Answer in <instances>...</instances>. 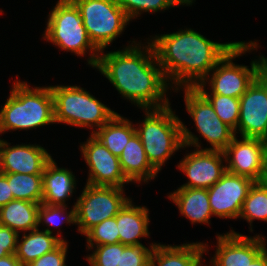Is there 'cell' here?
Here are the masks:
<instances>
[{"label": "cell", "instance_id": "9", "mask_svg": "<svg viewBox=\"0 0 267 266\" xmlns=\"http://www.w3.org/2000/svg\"><path fill=\"white\" fill-rule=\"evenodd\" d=\"M182 138L185 147L197 148L186 154L177 165L189 179L180 187L209 189L226 173V165H223L226 162L224 152L202 149L199 138L183 122Z\"/></svg>", "mask_w": 267, "mask_h": 266}, {"label": "cell", "instance_id": "37", "mask_svg": "<svg viewBox=\"0 0 267 266\" xmlns=\"http://www.w3.org/2000/svg\"><path fill=\"white\" fill-rule=\"evenodd\" d=\"M256 80L264 87L267 95V59L261 64Z\"/></svg>", "mask_w": 267, "mask_h": 266}, {"label": "cell", "instance_id": "17", "mask_svg": "<svg viewBox=\"0 0 267 266\" xmlns=\"http://www.w3.org/2000/svg\"><path fill=\"white\" fill-rule=\"evenodd\" d=\"M51 159V154L38 144L11 146L0 138V173L42 174Z\"/></svg>", "mask_w": 267, "mask_h": 266}, {"label": "cell", "instance_id": "1", "mask_svg": "<svg viewBox=\"0 0 267 266\" xmlns=\"http://www.w3.org/2000/svg\"><path fill=\"white\" fill-rule=\"evenodd\" d=\"M145 44L133 40L122 50L108 53L101 50L95 68L124 99L138 108H162L170 104L166 92L171 87L164 77L152 43L148 40Z\"/></svg>", "mask_w": 267, "mask_h": 266}, {"label": "cell", "instance_id": "20", "mask_svg": "<svg viewBox=\"0 0 267 266\" xmlns=\"http://www.w3.org/2000/svg\"><path fill=\"white\" fill-rule=\"evenodd\" d=\"M149 209L133 205L130 199L115 216L120 243L124 245H143L139 239L148 237L150 232Z\"/></svg>", "mask_w": 267, "mask_h": 266}, {"label": "cell", "instance_id": "38", "mask_svg": "<svg viewBox=\"0 0 267 266\" xmlns=\"http://www.w3.org/2000/svg\"><path fill=\"white\" fill-rule=\"evenodd\" d=\"M0 266H24L15 256L10 254L0 259Z\"/></svg>", "mask_w": 267, "mask_h": 266}, {"label": "cell", "instance_id": "6", "mask_svg": "<svg viewBox=\"0 0 267 266\" xmlns=\"http://www.w3.org/2000/svg\"><path fill=\"white\" fill-rule=\"evenodd\" d=\"M258 47L256 40H251L246 43L245 41L237 42L212 69L213 73H209L195 88L201 94H218L240 98L256 79L257 72L267 57L265 58L261 55L258 60H252L250 68L245 65L235 64L232 60L238 56H242V54L245 55V53L251 50H257ZM207 83L211 86L210 93L205 90Z\"/></svg>", "mask_w": 267, "mask_h": 266}, {"label": "cell", "instance_id": "33", "mask_svg": "<svg viewBox=\"0 0 267 266\" xmlns=\"http://www.w3.org/2000/svg\"><path fill=\"white\" fill-rule=\"evenodd\" d=\"M92 248L94 252L86 257L90 266H119L120 242Z\"/></svg>", "mask_w": 267, "mask_h": 266}, {"label": "cell", "instance_id": "36", "mask_svg": "<svg viewBox=\"0 0 267 266\" xmlns=\"http://www.w3.org/2000/svg\"><path fill=\"white\" fill-rule=\"evenodd\" d=\"M14 200L7 177L0 173V208Z\"/></svg>", "mask_w": 267, "mask_h": 266}, {"label": "cell", "instance_id": "18", "mask_svg": "<svg viewBox=\"0 0 267 266\" xmlns=\"http://www.w3.org/2000/svg\"><path fill=\"white\" fill-rule=\"evenodd\" d=\"M43 204L67 206L65 203L76 188V178L67 168H59L53 158L42 173Z\"/></svg>", "mask_w": 267, "mask_h": 266}, {"label": "cell", "instance_id": "29", "mask_svg": "<svg viewBox=\"0 0 267 266\" xmlns=\"http://www.w3.org/2000/svg\"><path fill=\"white\" fill-rule=\"evenodd\" d=\"M68 206H58V205H48V204H40L38 210V227L42 224L44 226L47 225L48 228H44L42 230L47 231L48 233L53 234L50 226L60 227L65 221L67 224H77L76 223V207L75 204L70 209L69 212L67 211ZM64 217V219H63Z\"/></svg>", "mask_w": 267, "mask_h": 266}, {"label": "cell", "instance_id": "14", "mask_svg": "<svg viewBox=\"0 0 267 266\" xmlns=\"http://www.w3.org/2000/svg\"><path fill=\"white\" fill-rule=\"evenodd\" d=\"M235 136L225 148L226 171L259 182L263 172L267 140Z\"/></svg>", "mask_w": 267, "mask_h": 266}, {"label": "cell", "instance_id": "23", "mask_svg": "<svg viewBox=\"0 0 267 266\" xmlns=\"http://www.w3.org/2000/svg\"><path fill=\"white\" fill-rule=\"evenodd\" d=\"M61 235L57 233V236H54L47 231H40L39 228L24 233L21 239L18 238L15 256L24 266H27L66 241Z\"/></svg>", "mask_w": 267, "mask_h": 266}, {"label": "cell", "instance_id": "27", "mask_svg": "<svg viewBox=\"0 0 267 266\" xmlns=\"http://www.w3.org/2000/svg\"><path fill=\"white\" fill-rule=\"evenodd\" d=\"M239 218L245 219L253 231L252 223L255 220L267 222V185L254 182L244 200Z\"/></svg>", "mask_w": 267, "mask_h": 266}, {"label": "cell", "instance_id": "19", "mask_svg": "<svg viewBox=\"0 0 267 266\" xmlns=\"http://www.w3.org/2000/svg\"><path fill=\"white\" fill-rule=\"evenodd\" d=\"M207 249L208 244L203 242L182 245L156 243L151 254L150 266H204L202 258Z\"/></svg>", "mask_w": 267, "mask_h": 266}, {"label": "cell", "instance_id": "11", "mask_svg": "<svg viewBox=\"0 0 267 266\" xmlns=\"http://www.w3.org/2000/svg\"><path fill=\"white\" fill-rule=\"evenodd\" d=\"M184 90L186 110L192 117L196 130L210 143L204 150L224 151L236 136L235 131L216 114L210 102L195 88L181 87Z\"/></svg>", "mask_w": 267, "mask_h": 266}, {"label": "cell", "instance_id": "13", "mask_svg": "<svg viewBox=\"0 0 267 266\" xmlns=\"http://www.w3.org/2000/svg\"><path fill=\"white\" fill-rule=\"evenodd\" d=\"M254 182L248 177L226 171L219 181L207 189L212 214L223 219L239 218L244 200Z\"/></svg>", "mask_w": 267, "mask_h": 266}, {"label": "cell", "instance_id": "39", "mask_svg": "<svg viewBox=\"0 0 267 266\" xmlns=\"http://www.w3.org/2000/svg\"><path fill=\"white\" fill-rule=\"evenodd\" d=\"M249 266H267V247L249 264Z\"/></svg>", "mask_w": 267, "mask_h": 266}, {"label": "cell", "instance_id": "4", "mask_svg": "<svg viewBox=\"0 0 267 266\" xmlns=\"http://www.w3.org/2000/svg\"><path fill=\"white\" fill-rule=\"evenodd\" d=\"M145 119L137 123L136 134L150 164L159 172L165 162L181 148H185L182 138V121L172 111L170 104L155 109H144Z\"/></svg>", "mask_w": 267, "mask_h": 266}, {"label": "cell", "instance_id": "10", "mask_svg": "<svg viewBox=\"0 0 267 266\" xmlns=\"http://www.w3.org/2000/svg\"><path fill=\"white\" fill-rule=\"evenodd\" d=\"M129 200L124 188L86 184L74 203L78 232L85 235L92 227L115 217Z\"/></svg>", "mask_w": 267, "mask_h": 266}, {"label": "cell", "instance_id": "8", "mask_svg": "<svg viewBox=\"0 0 267 266\" xmlns=\"http://www.w3.org/2000/svg\"><path fill=\"white\" fill-rule=\"evenodd\" d=\"M92 43L101 51L122 34L130 20L116 0H72Z\"/></svg>", "mask_w": 267, "mask_h": 266}, {"label": "cell", "instance_id": "12", "mask_svg": "<svg viewBox=\"0 0 267 266\" xmlns=\"http://www.w3.org/2000/svg\"><path fill=\"white\" fill-rule=\"evenodd\" d=\"M89 168L87 183L92 186L121 187L130 183L122 172L119 157L113 155L92 134L80 145Z\"/></svg>", "mask_w": 267, "mask_h": 266}, {"label": "cell", "instance_id": "3", "mask_svg": "<svg viewBox=\"0 0 267 266\" xmlns=\"http://www.w3.org/2000/svg\"><path fill=\"white\" fill-rule=\"evenodd\" d=\"M9 95L0 111V134L55 124L50 86L32 88L25 81L16 80Z\"/></svg>", "mask_w": 267, "mask_h": 266}, {"label": "cell", "instance_id": "32", "mask_svg": "<svg viewBox=\"0 0 267 266\" xmlns=\"http://www.w3.org/2000/svg\"><path fill=\"white\" fill-rule=\"evenodd\" d=\"M156 243L145 245H124L120 243L119 266H150L151 254Z\"/></svg>", "mask_w": 267, "mask_h": 266}, {"label": "cell", "instance_id": "2", "mask_svg": "<svg viewBox=\"0 0 267 266\" xmlns=\"http://www.w3.org/2000/svg\"><path fill=\"white\" fill-rule=\"evenodd\" d=\"M152 43L159 65L169 86L195 87L237 42L218 43L193 29L155 35ZM170 81H172L170 83ZM180 87V88H179Z\"/></svg>", "mask_w": 267, "mask_h": 266}, {"label": "cell", "instance_id": "40", "mask_svg": "<svg viewBox=\"0 0 267 266\" xmlns=\"http://www.w3.org/2000/svg\"><path fill=\"white\" fill-rule=\"evenodd\" d=\"M264 185H267V146L264 153L263 172L259 180Z\"/></svg>", "mask_w": 267, "mask_h": 266}, {"label": "cell", "instance_id": "5", "mask_svg": "<svg viewBox=\"0 0 267 266\" xmlns=\"http://www.w3.org/2000/svg\"><path fill=\"white\" fill-rule=\"evenodd\" d=\"M46 25L43 39L77 56L84 57L89 52L87 62L96 67L100 50L90 40L80 11L72 0H58L48 15Z\"/></svg>", "mask_w": 267, "mask_h": 266}, {"label": "cell", "instance_id": "34", "mask_svg": "<svg viewBox=\"0 0 267 266\" xmlns=\"http://www.w3.org/2000/svg\"><path fill=\"white\" fill-rule=\"evenodd\" d=\"M68 242L63 241L56 249L46 253L27 266H67L65 264Z\"/></svg>", "mask_w": 267, "mask_h": 266}, {"label": "cell", "instance_id": "22", "mask_svg": "<svg viewBox=\"0 0 267 266\" xmlns=\"http://www.w3.org/2000/svg\"><path fill=\"white\" fill-rule=\"evenodd\" d=\"M120 166L125 177L134 183H148L159 173L149 162L140 137L135 134L125 145L119 156Z\"/></svg>", "mask_w": 267, "mask_h": 266}, {"label": "cell", "instance_id": "28", "mask_svg": "<svg viewBox=\"0 0 267 266\" xmlns=\"http://www.w3.org/2000/svg\"><path fill=\"white\" fill-rule=\"evenodd\" d=\"M195 0H116L130 21L143 12L155 13L180 5L190 6Z\"/></svg>", "mask_w": 267, "mask_h": 266}, {"label": "cell", "instance_id": "24", "mask_svg": "<svg viewBox=\"0 0 267 266\" xmlns=\"http://www.w3.org/2000/svg\"><path fill=\"white\" fill-rule=\"evenodd\" d=\"M39 207L40 203L14 199L0 208V225L17 233L37 229Z\"/></svg>", "mask_w": 267, "mask_h": 266}, {"label": "cell", "instance_id": "16", "mask_svg": "<svg viewBox=\"0 0 267 266\" xmlns=\"http://www.w3.org/2000/svg\"><path fill=\"white\" fill-rule=\"evenodd\" d=\"M239 100L240 115L235 134L240 132L241 137L267 140V95L264 87L255 79Z\"/></svg>", "mask_w": 267, "mask_h": 266}, {"label": "cell", "instance_id": "31", "mask_svg": "<svg viewBox=\"0 0 267 266\" xmlns=\"http://www.w3.org/2000/svg\"><path fill=\"white\" fill-rule=\"evenodd\" d=\"M86 236L87 250H92L93 246L115 244L120 242L116 218L112 217L92 227Z\"/></svg>", "mask_w": 267, "mask_h": 266}, {"label": "cell", "instance_id": "15", "mask_svg": "<svg viewBox=\"0 0 267 266\" xmlns=\"http://www.w3.org/2000/svg\"><path fill=\"white\" fill-rule=\"evenodd\" d=\"M217 246L212 266H249V264L266 248V238L262 235L245 236L230 230L217 234ZM209 266V265H208Z\"/></svg>", "mask_w": 267, "mask_h": 266}, {"label": "cell", "instance_id": "25", "mask_svg": "<svg viewBox=\"0 0 267 266\" xmlns=\"http://www.w3.org/2000/svg\"><path fill=\"white\" fill-rule=\"evenodd\" d=\"M130 120L116 113L106 124L92 135L115 156L119 157L125 145L136 134V128Z\"/></svg>", "mask_w": 267, "mask_h": 266}, {"label": "cell", "instance_id": "7", "mask_svg": "<svg viewBox=\"0 0 267 266\" xmlns=\"http://www.w3.org/2000/svg\"><path fill=\"white\" fill-rule=\"evenodd\" d=\"M50 88L54 98L55 123L93 128V134L117 113L80 86L55 85Z\"/></svg>", "mask_w": 267, "mask_h": 266}, {"label": "cell", "instance_id": "21", "mask_svg": "<svg viewBox=\"0 0 267 266\" xmlns=\"http://www.w3.org/2000/svg\"><path fill=\"white\" fill-rule=\"evenodd\" d=\"M177 205L181 215L188 218L192 224H209L212 210L208 198V190L201 188L179 187L168 195Z\"/></svg>", "mask_w": 267, "mask_h": 266}, {"label": "cell", "instance_id": "35", "mask_svg": "<svg viewBox=\"0 0 267 266\" xmlns=\"http://www.w3.org/2000/svg\"><path fill=\"white\" fill-rule=\"evenodd\" d=\"M20 235L11 228L0 225V259L15 254Z\"/></svg>", "mask_w": 267, "mask_h": 266}, {"label": "cell", "instance_id": "26", "mask_svg": "<svg viewBox=\"0 0 267 266\" xmlns=\"http://www.w3.org/2000/svg\"><path fill=\"white\" fill-rule=\"evenodd\" d=\"M7 179L13 198L16 200L42 203V174L3 173Z\"/></svg>", "mask_w": 267, "mask_h": 266}, {"label": "cell", "instance_id": "30", "mask_svg": "<svg viewBox=\"0 0 267 266\" xmlns=\"http://www.w3.org/2000/svg\"><path fill=\"white\" fill-rule=\"evenodd\" d=\"M212 105L217 116L234 130L237 128L240 115L239 98L218 94H202Z\"/></svg>", "mask_w": 267, "mask_h": 266}]
</instances>
